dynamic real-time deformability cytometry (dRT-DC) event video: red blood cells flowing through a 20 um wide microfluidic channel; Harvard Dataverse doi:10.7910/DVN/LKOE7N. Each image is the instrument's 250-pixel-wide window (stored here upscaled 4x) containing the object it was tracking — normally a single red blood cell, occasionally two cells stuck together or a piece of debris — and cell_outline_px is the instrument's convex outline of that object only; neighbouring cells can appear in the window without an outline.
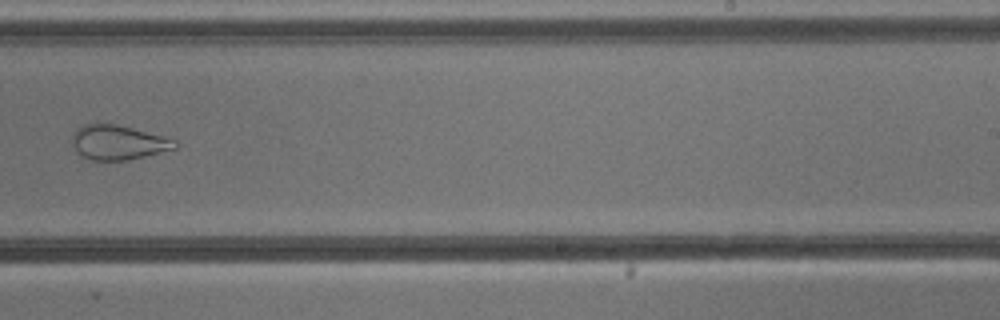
{"species": "common noctule bat (a hibernating species)", "species_latin": "Nyctalus noctula", "temperature_condition": "cold", "stored_images_in_passage": 9, "camera_frame_rate_fps": 3000, "um_per_image_px": 0.085, "animal": {"sex": "male", "body_mass_g": 13.3}, "frame": {"image": 1, "passage_image": 9, "time_ms": 9.0, "image_size_px": [1000, 320], "cell_outline_px": [[180, 144], [176, 148], [128, 160], [92, 160], [76, 152], [72, 144], [72, 132], [76, 128], [84, 124], [116, 124], [132, 128], [176, 140]], "centroid_in_image_um": [10.01, 12.1], "position_along_channel_um": 279.0, "area_um2": 20.58}}